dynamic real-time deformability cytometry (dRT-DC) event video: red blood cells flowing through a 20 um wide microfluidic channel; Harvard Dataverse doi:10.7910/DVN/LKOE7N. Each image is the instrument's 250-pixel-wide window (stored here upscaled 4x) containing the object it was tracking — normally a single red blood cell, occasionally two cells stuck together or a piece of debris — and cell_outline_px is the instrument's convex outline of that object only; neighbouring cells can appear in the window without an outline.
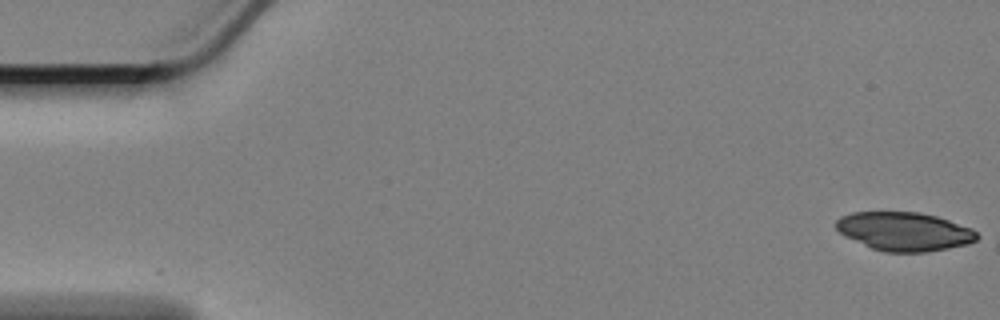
{"species": "Egyptian fruit bat (a non-hibernating species)", "species_latin": "Rousettus aegyptiacus", "temperature_condition": "cold", "stored_images_in_passage": 11, "camera_frame_rate_fps": 3000, "um_per_image_px": 0.085, "animal": {"sex": "female"}, "frame": {"image": 1, "passage_image": 1, "time_ms": 0.0, "image_size_px": [1000, 320], "cell_outline_px": [[984, 236], [968, 244], [948, 248], [924, 252], [884, 252], [872, 248], [844, 236], [836, 228], [836, 220], [840, 216], [852, 212], [920, 212], [936, 216], [972, 228]], "centroid_in_image_um": [76.89, 19.67], "position_along_channel_um": 8.1, "area_um2": 31.91}}